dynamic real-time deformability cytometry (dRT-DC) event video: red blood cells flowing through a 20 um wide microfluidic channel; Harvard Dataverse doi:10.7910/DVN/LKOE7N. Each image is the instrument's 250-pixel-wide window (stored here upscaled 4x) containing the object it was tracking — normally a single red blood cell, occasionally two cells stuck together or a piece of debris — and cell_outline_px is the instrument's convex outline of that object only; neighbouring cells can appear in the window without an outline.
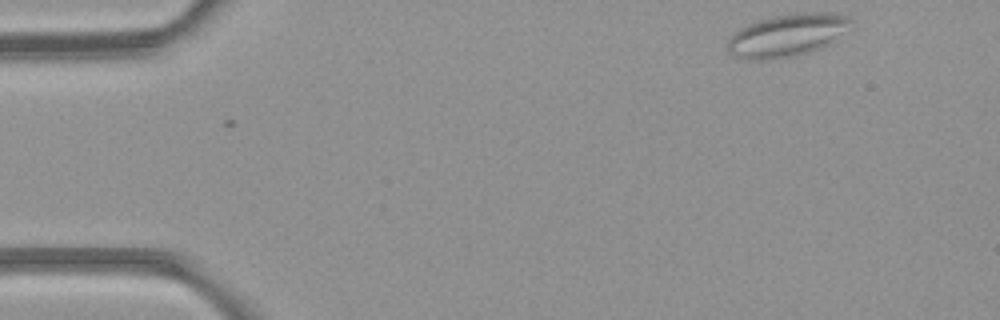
{"species": "common noctule bat (a hibernating species)", "species_latin": "Nyctalus noctula", "temperature_condition": "room temperature", "stored_images_in_passage": 3, "camera_frame_rate_fps": 3000, "um_per_image_px": 0.085, "animal": {"sex": "female", "body_mass_g": 21.9}, "frame": {"image": 1, "passage_image": 1, "time_ms": 0.0, "image_size_px": [1000, 320], "cell_outline_px": [[852, 20], [828, 44], [820, 48], [796, 56], [764, 60], [748, 60], [732, 56], [728, 52], [728, 40], [740, 28], [756, 20], [772, 16], [804, 12], [832, 12], [848, 16]], "centroid_in_image_um": [66.83, 3.0], "position_along_channel_um": 18.2, "area_um2": 30.23}}